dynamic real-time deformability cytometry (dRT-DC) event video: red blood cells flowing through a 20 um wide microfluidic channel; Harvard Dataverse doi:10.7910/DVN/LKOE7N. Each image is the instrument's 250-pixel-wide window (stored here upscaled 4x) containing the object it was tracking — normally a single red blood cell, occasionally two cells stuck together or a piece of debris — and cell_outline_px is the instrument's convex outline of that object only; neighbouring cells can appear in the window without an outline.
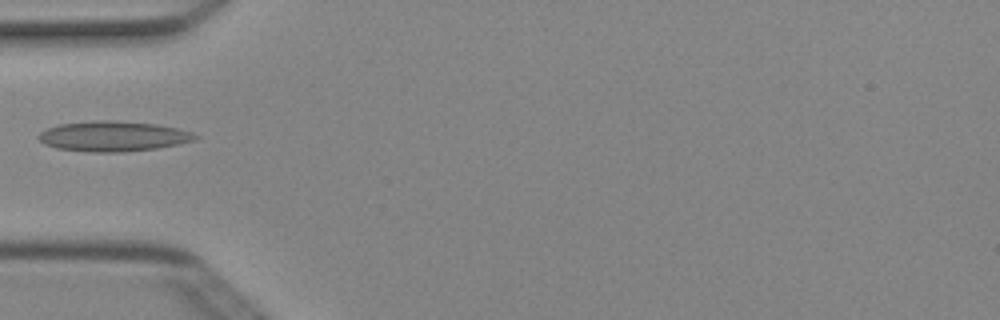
{"species": "Egyptian fruit bat (a non-hibernating species)", "species_latin": "Rousettus aegyptiacus", "temperature_condition": "cold", "stored_images_in_passage": 4, "camera_frame_rate_fps": 3000, "um_per_image_px": 0.085, "animal": {"sex": "female"}, "frame": {"image": 1, "passage_image": 4, "time_ms": 1.0, "image_size_px": [1000, 320], "cell_outline_px": [[200, 136], [196, 140], [156, 148], [120, 152], [92, 152], [56, 148], [44, 144], [36, 136], [40, 132], [56, 124], [96, 120], [108, 120], [156, 124], [180, 128], [192, 132]], "centroid_in_image_um": [9.61, 11.57], "position_along_channel_um": 75.4, "area_um2": 27.63}}